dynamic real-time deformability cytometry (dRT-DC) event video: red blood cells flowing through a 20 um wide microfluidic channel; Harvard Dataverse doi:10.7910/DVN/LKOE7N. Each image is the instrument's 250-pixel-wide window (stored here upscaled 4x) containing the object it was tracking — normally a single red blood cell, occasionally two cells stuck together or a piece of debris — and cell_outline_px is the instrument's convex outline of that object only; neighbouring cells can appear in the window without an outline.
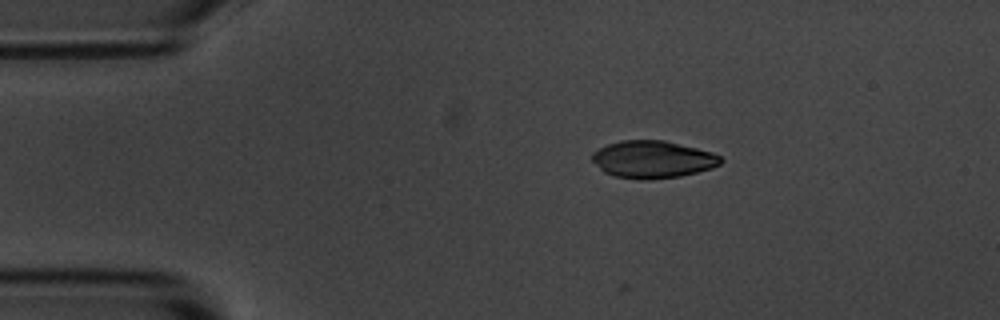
{"species": "common noctule bat (a hibernating species)", "species_latin": "Nyctalus noctula", "temperature_condition": "room temperature", "stored_images_in_passage": 5, "camera_frame_rate_fps": 3000, "um_per_image_px": 0.085, "animal": {"sex": "male", "body_mass_g": 20.1, "forearm_length_mm": 53.5}, "frame": {"image": 1, "passage_image": 2, "time_ms": 1.0, "image_size_px": [1000, 320], "cell_outline_px": [[724, 160], [720, 164], [712, 168], [680, 176], [648, 180], [640, 180], [616, 176], [604, 172], [592, 160], [592, 152], [608, 144], [620, 140], [664, 140], [712, 152], [720, 156]], "centroid_in_image_um": [55.48, 13.55], "position_along_channel_um": 29.5, "area_um2": 27.92}}
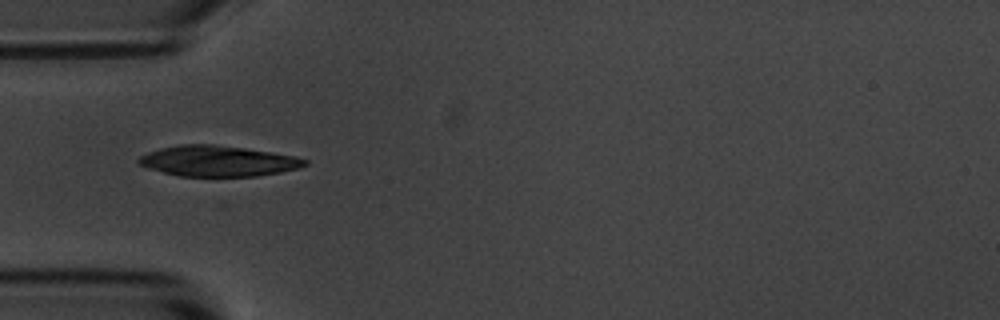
{"frame": {"image": 2, "passage_image": 4, "time_ms": 3.333, "image_size_px": [1000, 320], "cell_outline_px": [[308, 164], [300, 168], [280, 172], [256, 176], [180, 176], [148, 168], [140, 164], [136, 160], [140, 156], [148, 152], [160, 148], [180, 144], [212, 144], [244, 148], [296, 156], [308, 160]], "centroid_in_image_um": [18.54, 13.68], "position_along_channel_um": 66.5, "area_um2": 29.59}}